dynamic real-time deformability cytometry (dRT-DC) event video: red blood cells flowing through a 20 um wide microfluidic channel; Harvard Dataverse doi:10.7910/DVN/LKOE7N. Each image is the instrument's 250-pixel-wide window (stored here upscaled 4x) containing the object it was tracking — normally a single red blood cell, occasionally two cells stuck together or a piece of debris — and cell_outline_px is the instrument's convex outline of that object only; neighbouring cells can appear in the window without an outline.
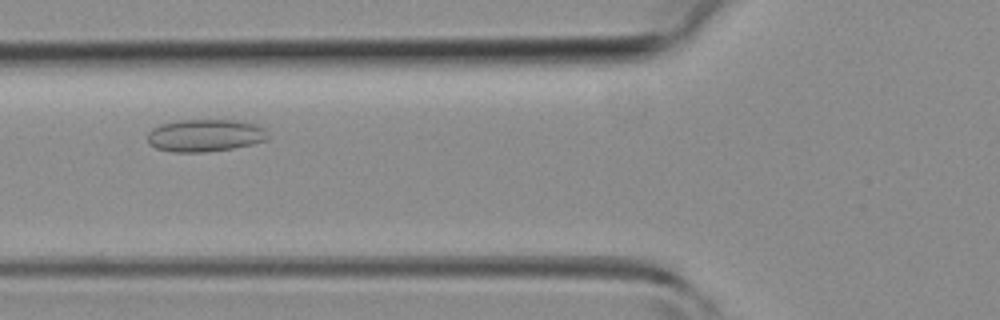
{"species": "common noctule bat (a hibernating species)", "species_latin": "Nyctalus noctula", "temperature_condition": "room temperature", "stored_images_in_passage": 33, "camera_frame_rate_fps": 3000, "um_per_image_px": 0.085, "animal": {"sex": "female", "body_mass_g": 19.3, "forearm_length_mm": 54.1}, "frame": {"image": 1, "passage_image": 7, "time_ms": 2.0, "image_size_px": [1000, 320], "cell_outline_px": [[268, 140], [232, 148], [204, 152], [172, 152], [156, 148], [148, 144], [148, 132], [152, 128], [160, 124], [180, 120], [232, 120], [260, 124], [268, 132]], "centroid_in_image_um": [17.44, 11.5], "position_along_channel_um": 108.4, "area_um2": 22.89}}
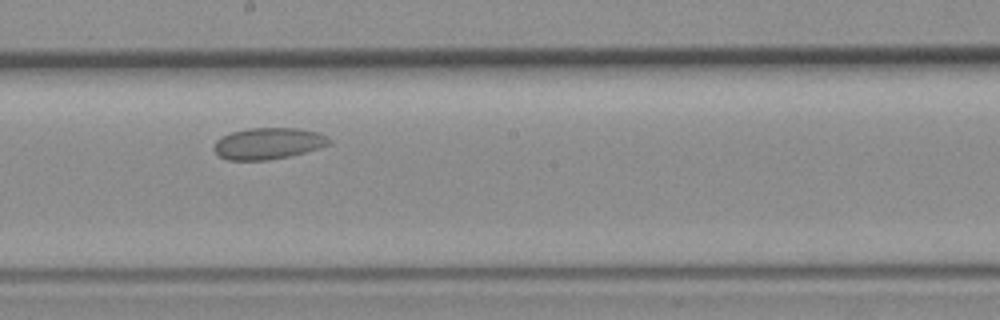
{"frame": {"image": 2, "passage_image": 15, "time_ms": 4.667, "image_size_px": [1000, 320], "cell_outline_px": [[332, 144], [320, 148], [288, 156], [268, 160], [228, 160], [220, 156], [212, 148], [216, 140], [232, 132], [248, 128], [296, 128], [316, 132], [332, 140]], "centroid_in_image_um": [22.79, 12.2], "position_along_channel_um": 225.4, "area_um2": 20.98}}
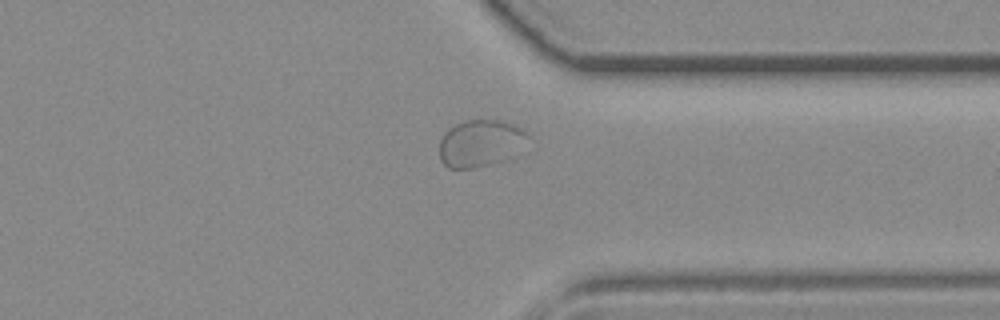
{"frame": {"image": 3, "passage_image": 25, "time_ms": 8.0, "image_size_px": [1000, 320], "cell_outline_px": [[532, 136], [516, 156], [512, 160], [472, 168], [448, 168], [440, 160], [440, 140], [444, 132], [448, 128], [464, 120], [496, 120], [512, 124], [528, 132]], "centroid_in_image_um": [40.9, 12.19], "position_along_channel_um": 370.5, "area_um2": 24.91}}